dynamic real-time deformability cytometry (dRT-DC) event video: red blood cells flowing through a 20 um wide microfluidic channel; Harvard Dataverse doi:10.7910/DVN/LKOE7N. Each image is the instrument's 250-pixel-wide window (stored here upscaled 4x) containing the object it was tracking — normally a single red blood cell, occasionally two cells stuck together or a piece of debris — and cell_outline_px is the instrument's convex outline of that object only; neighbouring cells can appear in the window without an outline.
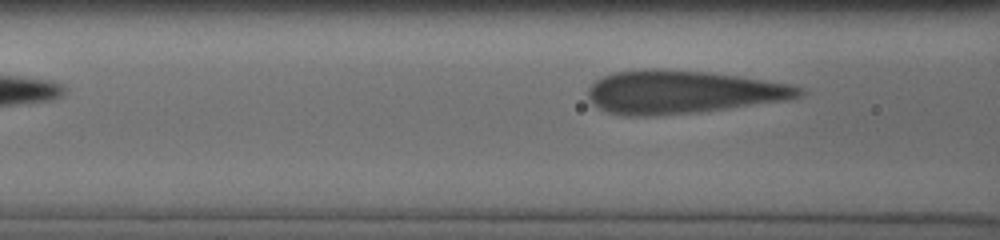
{"species": "human", "species_latin": "Homo sapiens", "temperature_condition": "cold", "stored_images_in_passage": 23, "camera_frame_rate_fps": 3000, "um_per_image_px": 0.085, "donor": {"sex": "male"}, "frame": {"image": 1, "passage_image": 5, "time_ms": 3.333, "image_size_px": [1000, 240], "cell_outline_px": [[804, 92], [800, 96], [784, 100], [700, 112], [648, 116], [624, 116], [608, 112], [592, 104], [588, 96], [588, 88], [596, 80], [604, 76], [616, 72], [644, 68], [660, 68], [708, 72], [736, 76], [788, 84], [804, 88]], "centroid_in_image_um": [57.95, 7.82], "position_along_channel_um": 108.7, "area_um2": 52.83}}
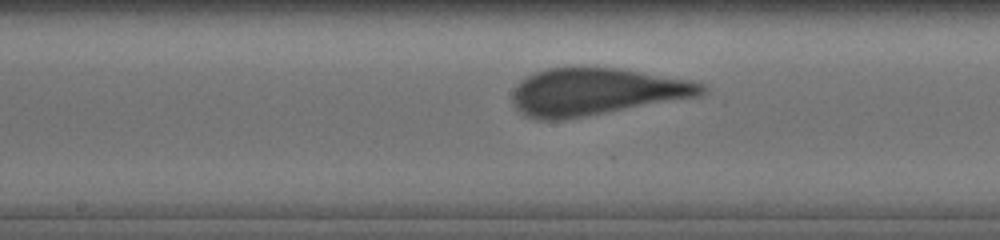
{"frame": {"image": 2, "passage_image": 10, "time_ms": 5.667, "image_size_px": [1000, 240], "cell_outline_px": [[708, 92], [700, 96], [564, 120], [536, 120], [524, 116], [512, 104], [512, 92], [516, 84], [520, 80], [536, 72], [548, 68], [572, 64], [616, 68], [692, 80], [704, 84], [708, 88]], "centroid_in_image_um": [50.63, 7.77], "position_along_channel_um": 197.6, "area_um2": 53.18}}
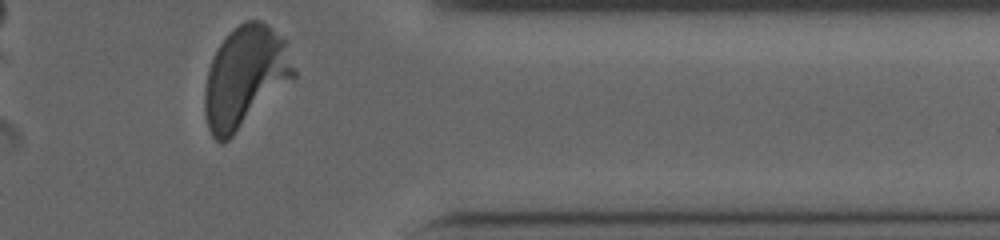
{"frame": {"image": 3, "passage_image": 23, "time_ms": 11.0, "image_size_px": [1000, 240], "cell_outline_px": [[296, 76], [228, 140], [220, 144], [212, 136], [208, 128], [204, 116], [204, 92], [208, 72], [212, 60], [220, 44], [244, 20], [260, 20], [268, 24], [284, 40], [296, 72]], "centroid_in_image_um": [20.82, 6.57], "position_along_channel_um": 390.6, "area_um2": 51.73}}